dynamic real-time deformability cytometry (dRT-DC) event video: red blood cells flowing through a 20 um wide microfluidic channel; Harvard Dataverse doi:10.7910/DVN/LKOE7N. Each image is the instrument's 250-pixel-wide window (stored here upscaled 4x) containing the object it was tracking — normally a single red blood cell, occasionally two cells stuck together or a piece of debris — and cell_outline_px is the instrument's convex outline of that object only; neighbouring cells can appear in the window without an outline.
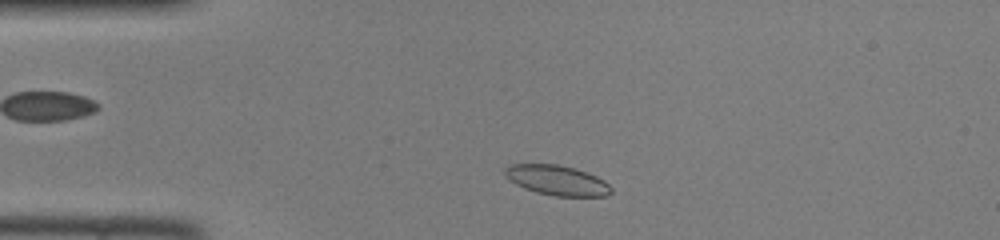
{"species": "common noctule bat (a hibernating species)", "species_latin": "Nyctalus noctula", "temperature_condition": "room temperature", "stored_images_in_passage": 39, "camera_frame_rate_fps": 3000, "um_per_image_px": 0.085, "animal": {"sex": "female", "body_mass_g": 22.0, "forearm_length_mm": 56.7}, "frame": {"image": 1, "passage_image": 3, "time_ms": 0.667, "image_size_px": [1000, 240], "cell_outline_px": [[612, 192], [608, 196], [556, 196], [536, 192], [524, 188], [508, 180], [504, 172], [504, 168], [508, 164], [556, 164], [572, 168], [596, 176], [604, 180], [612, 188]], "centroid_in_image_um": [47.32, 15.33], "position_along_channel_um": 37.7, "area_um2": 18.5}}
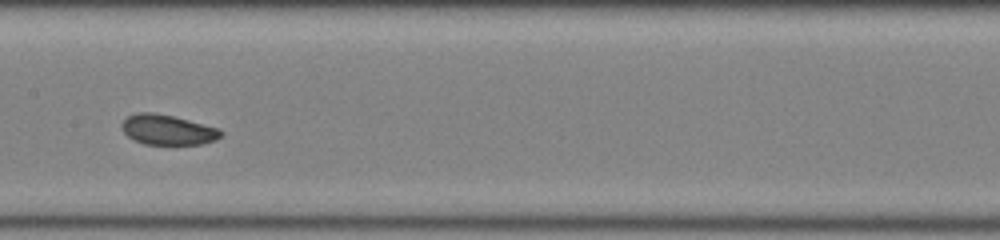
{"frame": {"image": 2, "passage_image": 16, "time_ms": 5.0, "image_size_px": [1000, 240], "cell_outline_px": [[224, 132], [216, 140], [204, 144], [144, 144], [128, 136], [120, 128], [120, 124], [128, 116], [136, 112], [152, 112], [172, 116], [220, 128]], "centroid_in_image_um": [14.26, 11.03], "position_along_channel_um": 193.1, "area_um2": 17.4}}
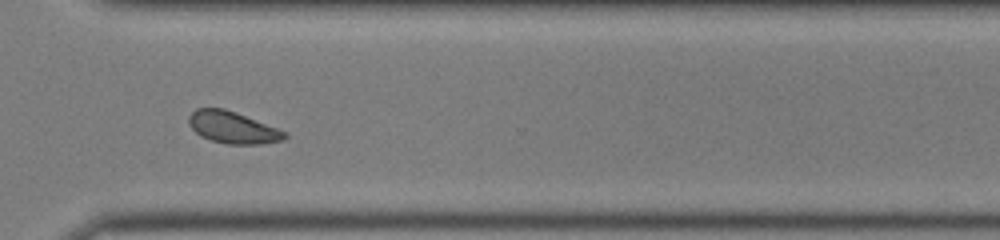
{"frame": {"image": 3, "passage_image": 27, "time_ms": 8.667, "image_size_px": [1000, 240], "cell_outline_px": [[288, 136], [284, 140], [260, 144], [228, 144], [212, 140], [200, 136], [188, 124], [188, 116], [196, 108], [224, 108], [236, 112], [288, 132]], "centroid_in_image_um": [19.79, 10.83], "position_along_channel_um": 350.8, "area_um2": 17.86}}